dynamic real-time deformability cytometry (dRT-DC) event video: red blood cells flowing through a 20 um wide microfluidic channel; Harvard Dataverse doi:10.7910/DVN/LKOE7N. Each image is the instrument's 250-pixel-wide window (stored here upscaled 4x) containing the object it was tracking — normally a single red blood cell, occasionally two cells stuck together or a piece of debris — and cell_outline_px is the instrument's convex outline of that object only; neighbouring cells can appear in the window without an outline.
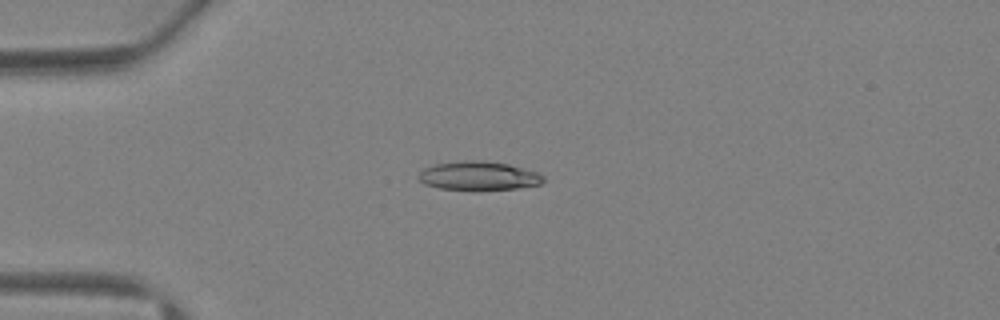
{"species": "Egyptian fruit bat (a non-hibernating species)", "species_latin": "Rousettus aegyptiacus", "temperature_condition": "warm", "stored_images_in_passage": 4, "camera_frame_rate_fps": 3000, "um_per_image_px": 0.085, "animal": {"sex": "female"}, "frame": {"image": 1, "passage_image": 4, "time_ms": 3.667, "image_size_px": [1000, 320], "cell_outline_px": [[544, 180], [540, 184], [516, 188], [440, 188], [424, 184], [416, 176], [424, 168], [436, 164], [464, 160], [480, 160], [508, 164], [536, 172], [544, 176]], "centroid_in_image_um": [40.65, 14.91], "position_along_channel_um": 44.3, "area_um2": 20.23}}